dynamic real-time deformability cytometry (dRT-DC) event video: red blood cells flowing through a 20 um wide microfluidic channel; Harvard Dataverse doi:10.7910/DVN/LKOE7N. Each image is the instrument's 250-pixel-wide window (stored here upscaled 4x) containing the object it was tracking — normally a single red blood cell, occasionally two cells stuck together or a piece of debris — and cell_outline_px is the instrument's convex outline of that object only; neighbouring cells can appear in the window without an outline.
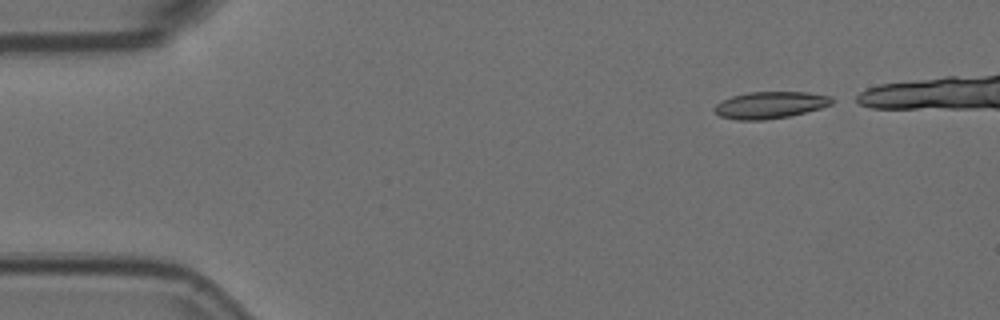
{"species": "Egyptian fruit bat (a non-hibernating species)", "species_latin": "Rousettus aegyptiacus", "temperature_condition": "room temperature", "stored_images_in_passage": 5, "camera_frame_rate_fps": 3000, "um_per_image_px": 0.085, "animal": {"sex": "female"}, "frame": {"image": 1, "passage_image": 1, "time_ms": 0.0, "image_size_px": [1000, 320], "cell_outline_px": [[840, 100], [832, 104], [820, 108], [788, 116], [764, 120], [736, 120], [720, 116], [712, 108], [716, 104], [732, 96], [748, 92], [808, 92], [832, 96]], "centroid_in_image_um": [65.52, 8.92], "position_along_channel_um": 19.5, "area_um2": 18.5}}